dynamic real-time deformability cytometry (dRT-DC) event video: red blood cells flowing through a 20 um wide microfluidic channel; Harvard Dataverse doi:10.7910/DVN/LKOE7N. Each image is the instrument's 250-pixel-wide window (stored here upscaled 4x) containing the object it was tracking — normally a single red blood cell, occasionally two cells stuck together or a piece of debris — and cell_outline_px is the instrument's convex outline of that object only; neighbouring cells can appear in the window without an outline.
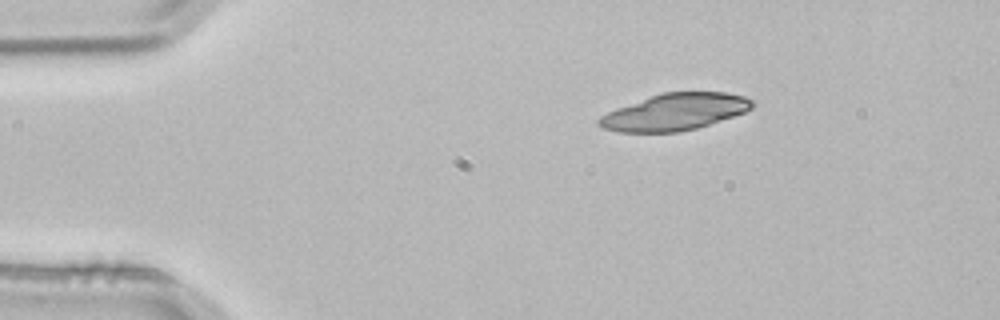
{"species": "common noctule bat (a hibernating species)", "species_latin": "Nyctalus noctula", "temperature_condition": "room temperature", "stored_images_in_passage": 2, "camera_frame_rate_fps": 3000, "um_per_image_px": 0.085, "animal": {"sex": "male", "body_mass_g": 21.5, "forearm_length_mm": 52.0}, "frame": {"image": 1, "passage_image": 1, "time_ms": 0.0, "image_size_px": [1000, 320], "cell_outline_px": [[752, 108], [744, 112], [696, 128], [676, 132], [620, 132], [604, 128], [596, 124], [596, 120], [600, 116], [616, 108], [660, 92], [728, 92], [744, 96], [752, 100]], "centroid_in_image_um": [57.31, 9.5], "position_along_channel_um": 27.7, "area_um2": 32.6}}